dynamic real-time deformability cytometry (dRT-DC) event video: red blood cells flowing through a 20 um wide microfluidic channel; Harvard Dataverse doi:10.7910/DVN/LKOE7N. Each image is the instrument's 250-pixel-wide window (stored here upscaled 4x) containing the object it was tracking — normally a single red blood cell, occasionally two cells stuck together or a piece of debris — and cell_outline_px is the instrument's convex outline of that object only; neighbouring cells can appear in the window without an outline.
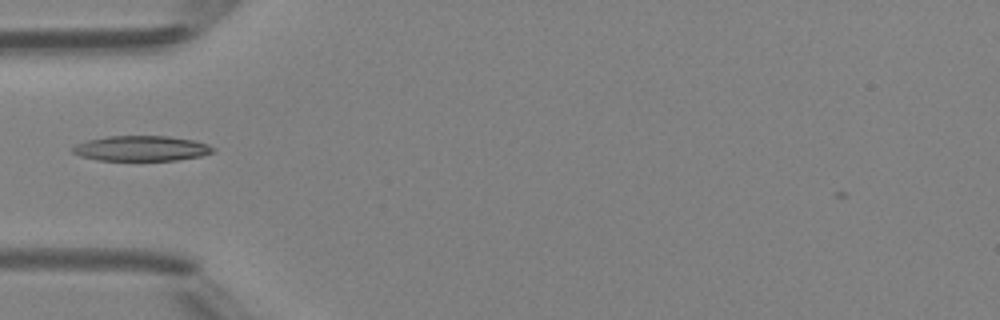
{"species": "Egyptian fruit bat (a non-hibernating species)", "species_latin": "Rousettus aegyptiacus", "temperature_condition": "room temperature", "stored_images_in_passage": 6, "camera_frame_rate_fps": 3000, "um_per_image_px": 0.085, "animal": {"sex": "female"}, "frame": {"image": 1, "passage_image": 5, "time_ms": 4.667, "image_size_px": [1000, 320], "cell_outline_px": [[216, 152], [200, 156], [176, 160], [96, 160], [80, 156], [72, 152], [72, 148], [76, 144], [88, 140], [108, 136], [168, 136], [192, 140], [208, 144], [216, 148]], "centroid_in_image_um": [12.03, 12.61], "position_along_channel_um": 73.0, "area_um2": 20.63}}
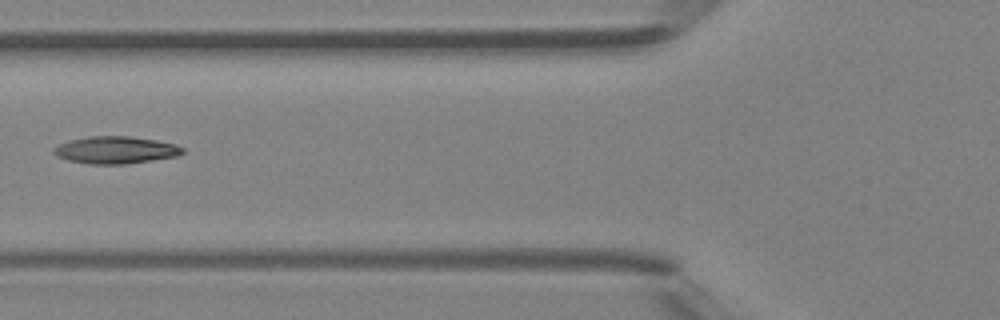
{"frame": {"image": 2, "passage_image": 6, "time_ms": 5.667, "image_size_px": [1000, 320], "cell_outline_px": [[184, 152], [176, 156], [152, 160], [124, 164], [92, 164], [68, 160], [56, 156], [52, 152], [52, 148], [68, 140], [88, 136], [128, 136], [156, 140], [176, 144], [184, 148]], "centroid_in_image_um": [9.8, 12.74], "position_along_channel_um": 116.0, "area_um2": 20.46}}